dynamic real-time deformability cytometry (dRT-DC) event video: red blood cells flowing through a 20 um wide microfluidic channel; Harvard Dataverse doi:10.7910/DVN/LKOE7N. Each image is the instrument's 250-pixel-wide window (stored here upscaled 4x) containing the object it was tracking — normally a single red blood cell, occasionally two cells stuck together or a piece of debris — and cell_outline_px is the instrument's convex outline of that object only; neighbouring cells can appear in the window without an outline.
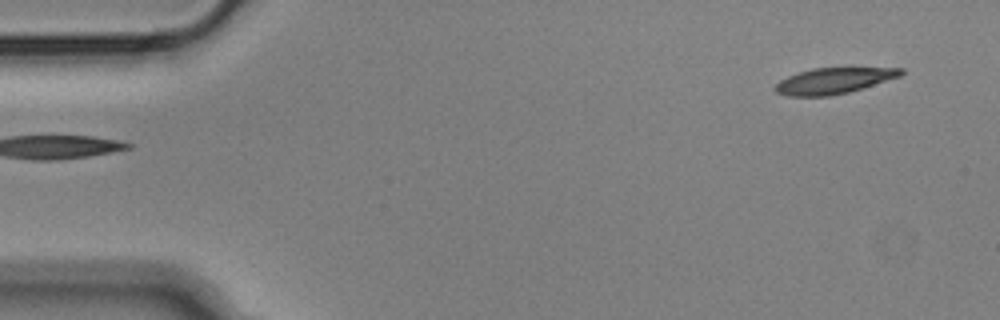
{"species": "Egyptian fruit bat (a non-hibernating species)", "species_latin": "Rousettus aegyptiacus", "temperature_condition": "cold", "stored_images_in_passage": 52, "camera_frame_rate_fps": 3000, "um_per_image_px": 0.085, "animal": {"sex": "male"}, "frame": {"image": 1, "passage_image": 1, "time_ms": 0.0, "image_size_px": [1000, 320], "cell_outline_px": [[904, 72], [900, 76], [848, 92], [828, 96], [788, 96], [776, 92], [772, 88], [780, 80], [788, 76], [812, 68], [852, 64], [904, 68]], "centroid_in_image_um": [70.95, 6.78], "position_along_channel_um": 14.1, "area_um2": 20.06}}
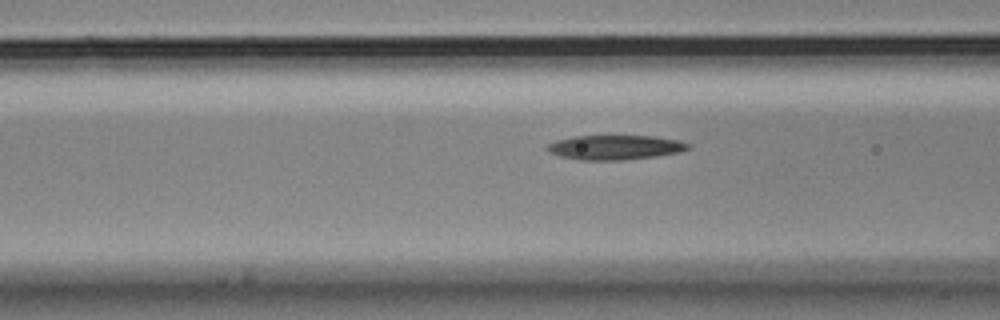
{"frame": {"image": 2, "passage_image": 18, "time_ms": 5.667, "image_size_px": [1000, 320], "cell_outline_px": [[692, 148], [680, 152], [656, 156], [620, 160], [580, 160], [560, 156], [548, 152], [544, 148], [548, 144], [556, 140], [572, 136], [656, 136], [680, 140], [692, 144]], "centroid_in_image_um": [52.3, 12.52], "position_along_channel_um": 114.3, "area_um2": 20.4}}
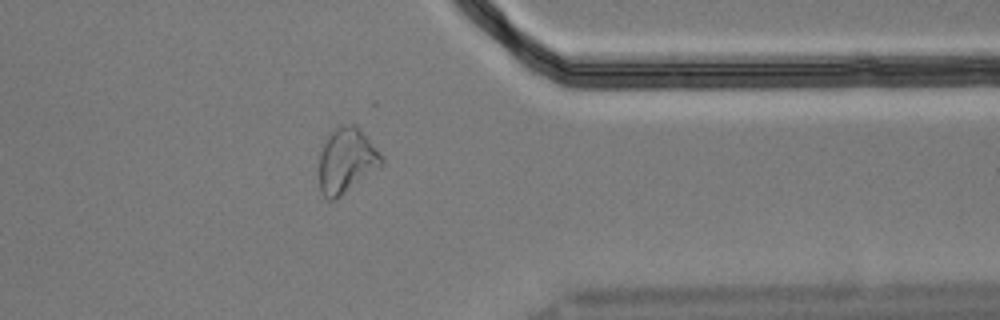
{"frame": {"image": 3, "passage_image": 41, "time_ms": 13.333, "image_size_px": [1000, 320], "cell_outline_px": [[384, 164], [336, 200], [328, 200], [320, 192], [320, 152], [328, 136], [336, 128], [348, 124], [356, 124], [360, 128], [384, 156]], "centroid_in_image_um": [29.49, 13.66], "position_along_channel_um": 381.9, "area_um2": 23.7}, "authors_computed_cell_mechanics": {"area_um2": 20.7213, "velocity_mm_per_s": 3.6249, "shape_relaxation_time_tau1_ms": null, "shape_relaxation_time_tau2_ms": 4.5092, "deformation_change_tau1": null, "deformation_change_tau2": 0.1147}}